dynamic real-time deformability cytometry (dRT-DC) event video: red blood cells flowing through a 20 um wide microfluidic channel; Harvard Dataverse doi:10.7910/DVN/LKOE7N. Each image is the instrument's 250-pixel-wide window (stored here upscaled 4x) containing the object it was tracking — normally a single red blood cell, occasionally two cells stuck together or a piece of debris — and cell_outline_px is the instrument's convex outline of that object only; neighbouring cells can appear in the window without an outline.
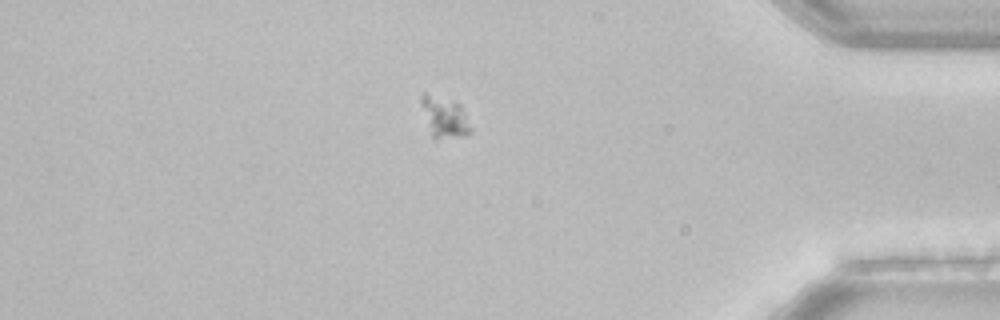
{"species": "common noctule bat (a hibernating species)", "species_latin": "Nyctalus noctula", "temperature_condition": "room temperature", "stored_images_in_passage": 49, "camera_frame_rate_fps": 3000, "um_per_image_px": 0.085, "animal": {"sex": "female", "body_mass_g": 22.7, "forearm_length_mm": 54.2}, "frame": {"image": 1, "passage_image": 41, "time_ms": 13.333, "image_size_px": [1000, 320], "cell_outline_px": [[472, 132], [464, 136], [432, 136], [420, 104], [420, 96], [424, 92], [460, 104], [472, 128]], "centroid_in_image_um": [37.78, 9.91], "position_along_channel_um": 397.4, "area_um2": 11.33}}